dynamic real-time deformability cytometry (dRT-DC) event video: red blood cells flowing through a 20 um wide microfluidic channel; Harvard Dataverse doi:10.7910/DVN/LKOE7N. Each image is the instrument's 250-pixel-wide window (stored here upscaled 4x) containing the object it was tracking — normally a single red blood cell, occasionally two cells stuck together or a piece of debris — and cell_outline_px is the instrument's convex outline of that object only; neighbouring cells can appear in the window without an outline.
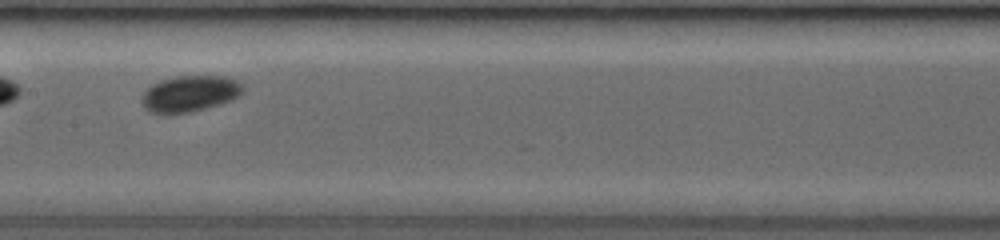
{"species": "common noctule bat (a hibernating species)", "species_latin": "Nyctalus noctula", "temperature_condition": "room temperature", "stored_images_in_passage": 16, "camera_frame_rate_fps": 3000, "um_per_image_px": 0.085, "animal": {"sex": "female", "body_mass_g": 19.0, "forearm_length_mm": 53.3}, "frame": {"image": 1, "passage_image": 12, "time_ms": 4.667, "image_size_px": [1000, 240], "cell_outline_px": [[244, 88], [240, 96], [232, 100], [220, 104], [192, 112], [148, 112], [144, 108], [140, 100], [144, 92], [152, 84], [160, 80], [176, 76], [224, 76], [236, 80]], "centroid_in_image_um": [16.14, 7.95], "position_along_channel_um": 191.3, "area_um2": 21.21}}
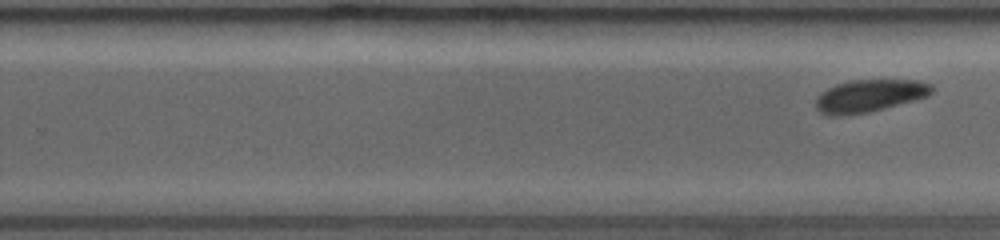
{"frame": {"image": 2, "passage_image": 16, "time_ms": 8.333, "image_size_px": [1000, 240], "cell_outline_px": [[932, 92], [928, 96], [884, 108], [868, 112], [836, 116], [828, 116], [820, 112], [816, 108], [816, 100], [820, 92], [836, 84], [852, 80], [920, 80], [932, 84]], "centroid_in_image_um": [73.89, 8.14], "position_along_channel_um": 255.9, "area_um2": 21.85}}